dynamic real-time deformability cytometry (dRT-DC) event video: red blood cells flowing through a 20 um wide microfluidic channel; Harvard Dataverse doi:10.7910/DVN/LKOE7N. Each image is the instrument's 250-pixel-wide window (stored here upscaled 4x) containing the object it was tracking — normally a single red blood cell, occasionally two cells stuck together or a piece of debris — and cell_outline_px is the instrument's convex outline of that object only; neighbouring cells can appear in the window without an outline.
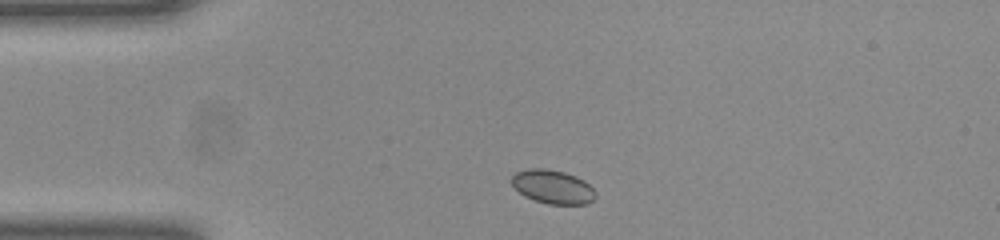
{"species": "common noctule bat (a hibernating species)", "species_latin": "Nyctalus noctula", "temperature_condition": "room temperature", "stored_images_in_passage": 40, "camera_frame_rate_fps": 3000, "um_per_image_px": 0.085, "animal": {"sex": "female", "body_mass_g": 23.0, "forearm_length_mm": 53.4}, "frame": {"image": 1, "passage_image": 1, "time_ms": 0.0, "image_size_px": [1000, 240], "cell_outline_px": [[592, 200], [584, 204], [552, 204], [536, 200], [520, 192], [512, 184], [512, 176], [520, 172], [560, 172], [572, 176], [588, 184], [592, 188]], "centroid_in_image_um": [47.0, 15.95], "position_along_channel_um": 38.0, "area_um2": 14.68}}
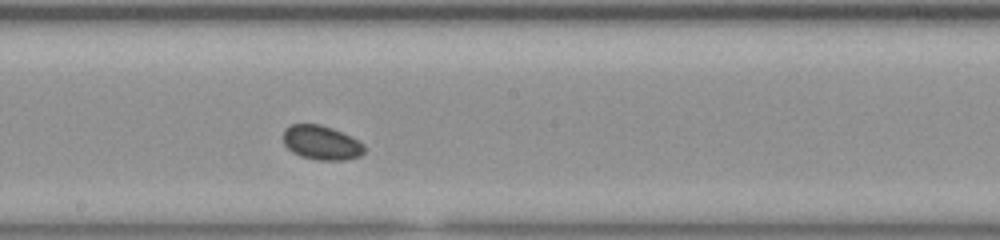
{"frame": {"image": 2, "passage_image": 17, "time_ms": 5.333, "image_size_px": [1000, 240], "cell_outline_px": [[364, 152], [356, 156], [332, 160], [304, 156], [288, 148], [284, 144], [284, 132], [292, 124], [316, 124], [340, 132], [356, 140], [364, 148]], "centroid_in_image_um": [27.27, 12.1], "position_along_channel_um": 220.9, "area_um2": 14.91}}
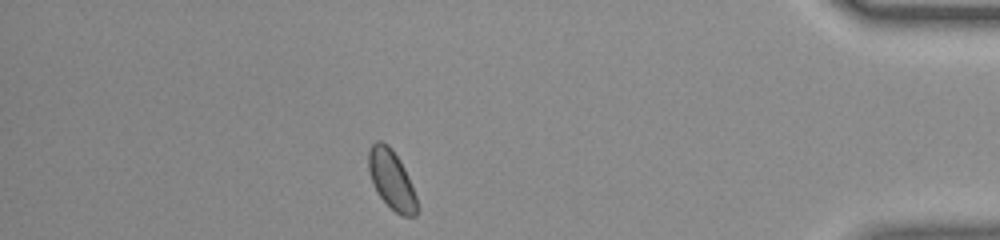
{"frame": {"image": 3, "passage_image": 34, "time_ms": 11.0, "image_size_px": [1000, 240], "cell_outline_px": [[416, 212], [412, 216], [404, 216], [396, 212], [380, 196], [372, 180], [368, 168], [368, 156], [372, 144], [384, 144], [396, 156], [412, 188], [416, 200]], "centroid_in_image_um": [33.25, 15.33], "position_along_channel_um": 401.9, "area_um2": 15.2}, "authors_computed_cell_mechanics": {"area_um2": 14.7101, "velocity_mm_per_s": 4.0045, "shape_relaxation_time_tau1_ms": 5.2092, "shape_relaxation_time_tau2_ms": 1.2176, "deformation_change_tau1": 0.0504, "deformation_change_tau2": 0.0385}}